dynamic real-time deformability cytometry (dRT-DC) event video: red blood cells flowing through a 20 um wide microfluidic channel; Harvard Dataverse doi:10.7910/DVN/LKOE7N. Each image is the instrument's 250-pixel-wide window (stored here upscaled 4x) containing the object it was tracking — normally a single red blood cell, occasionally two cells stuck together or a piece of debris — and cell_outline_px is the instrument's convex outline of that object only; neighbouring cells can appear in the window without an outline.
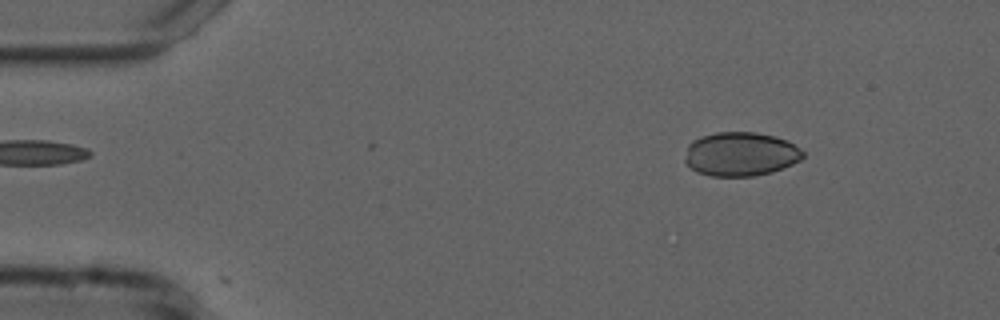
{"species": "common noctule bat (a hibernating species)", "species_latin": "Nyctalus noctula", "temperature_condition": "cold", "stored_images_in_passage": 8, "camera_frame_rate_fps": 3000, "um_per_image_px": 0.085, "animal": {"sex": "male", "forearm_length_mm": 52.5}, "frame": {"image": 1, "passage_image": 6, "time_ms": 1.667, "image_size_px": [1000, 320], "cell_outline_px": [[804, 156], [800, 160], [792, 164], [772, 172], [752, 176], [712, 176], [696, 172], [684, 160], [688, 144], [692, 140], [716, 132], [756, 132], [776, 136], [788, 140], [800, 148], [804, 152]], "centroid_in_image_um": [62.97, 13.09], "position_along_channel_um": 22.0, "area_um2": 30.35}}